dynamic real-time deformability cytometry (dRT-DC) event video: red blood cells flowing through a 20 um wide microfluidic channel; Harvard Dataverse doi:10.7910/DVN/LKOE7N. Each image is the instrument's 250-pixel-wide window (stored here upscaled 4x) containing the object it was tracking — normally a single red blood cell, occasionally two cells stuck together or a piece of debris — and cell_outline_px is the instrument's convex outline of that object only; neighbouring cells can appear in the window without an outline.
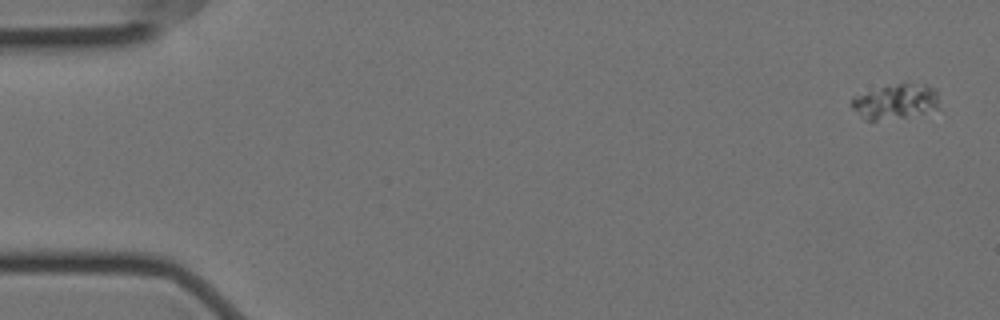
{"species": "Egyptian fruit bat (a non-hibernating species)", "species_latin": "Rousettus aegyptiacus", "temperature_condition": "cold", "stored_images_in_passage": 5, "camera_frame_rate_fps": 3000, "um_per_image_px": 0.085, "animal": {"sex": "female"}, "frame": {"image": 1, "passage_image": 1, "time_ms": 0.0, "image_size_px": [1000, 320], "cell_outline_px": [[936, 108], [924, 112], [904, 116], [876, 120], [864, 120], [848, 104], [852, 96], [900, 84], [928, 84], [936, 88]], "centroid_in_image_um": [76.05, 8.64], "position_along_channel_um": 9.0, "area_um2": 17.17}}
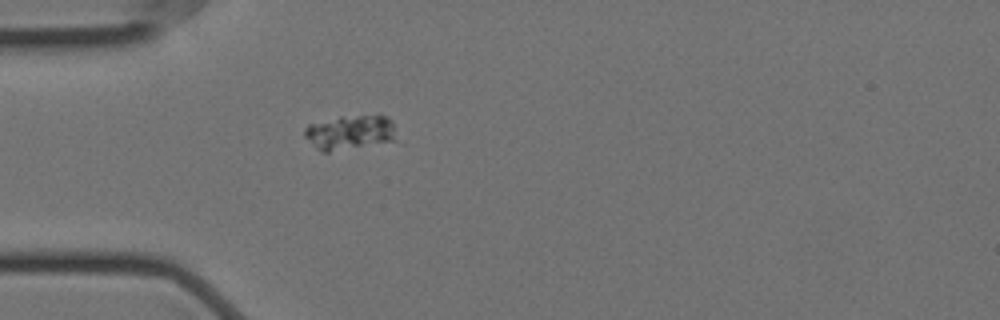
{"frame": {"image": 2, "passage_image": 5, "time_ms": 1.333, "image_size_px": [1000, 320], "cell_outline_px": [[392, 140], [328, 152], [320, 152], [304, 136], [304, 128], [308, 124], [340, 116], [388, 116], [392, 120]], "centroid_in_image_um": [29.63, 11.24], "position_along_channel_um": 55.4, "area_um2": 17.92}}